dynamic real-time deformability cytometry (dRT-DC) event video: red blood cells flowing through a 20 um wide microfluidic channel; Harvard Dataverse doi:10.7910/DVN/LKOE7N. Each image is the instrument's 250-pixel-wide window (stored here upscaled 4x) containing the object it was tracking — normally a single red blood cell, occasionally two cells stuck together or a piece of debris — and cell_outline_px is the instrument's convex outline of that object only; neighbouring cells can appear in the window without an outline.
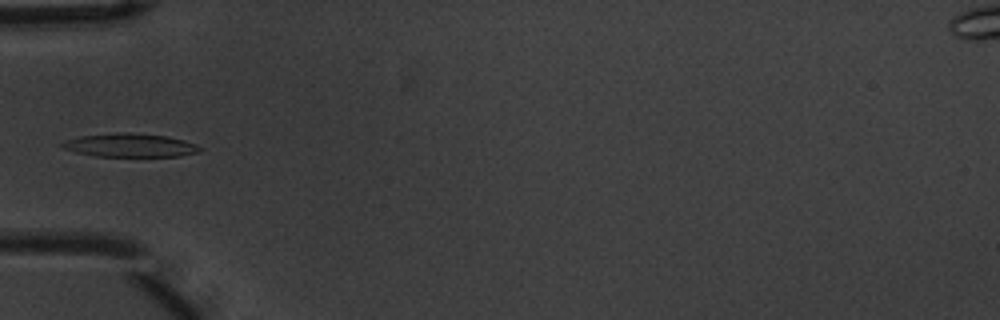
{"species": "common noctule bat (a hibernating species)", "species_latin": "Nyctalus noctula", "temperature_condition": "warm", "stored_images_in_passage": 8, "camera_frame_rate_fps": 3000, "um_per_image_px": 0.085, "animal": {"sex": "male", "body_mass_g": 20.1, "forearm_length_mm": 53.5}, "frame": {"image": 1, "passage_image": 5, "time_ms": 1.333, "image_size_px": [1000, 320], "cell_outline_px": [[204, 148], [200, 152], [180, 156], [96, 156], [76, 152], [64, 148], [60, 144], [68, 140], [80, 136], [116, 132], [128, 132], [164, 136], [184, 140], [196, 144]], "centroid_in_image_um": [11.1, 12.34], "position_along_channel_um": 73.9, "area_um2": 18.73}}
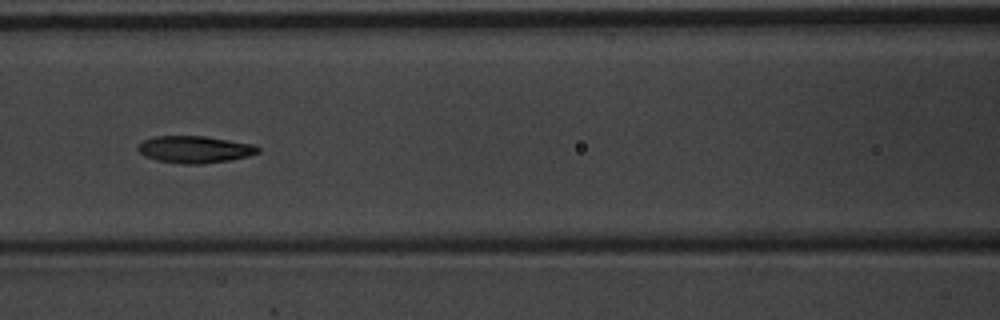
{"frame": {"image": 2, "passage_image": 7, "time_ms": 2.0, "image_size_px": [1000, 320], "cell_outline_px": [[260, 152], [248, 156], [232, 160], [200, 164], [184, 164], [156, 160], [144, 156], [136, 148], [144, 140], [156, 136], [204, 136], [252, 144], [260, 148]], "centroid_in_image_um": [16.56, 12.71], "position_along_channel_um": 150.0, "area_um2": 18.84}}
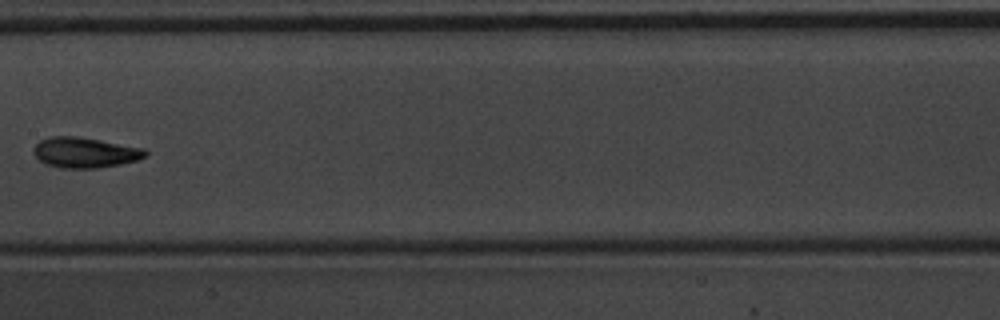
{"frame": {"image": 3, "passage_image": 8, "time_ms": 2.333, "image_size_px": [1000, 320], "cell_outline_px": [[148, 156], [136, 160], [120, 164], [96, 168], [60, 168], [44, 164], [32, 152], [32, 148], [40, 140], [48, 136], [80, 136], [144, 148], [148, 152]], "centroid_in_image_um": [7.2, 12.95], "position_along_channel_um": 200.2, "area_um2": 20.06}}